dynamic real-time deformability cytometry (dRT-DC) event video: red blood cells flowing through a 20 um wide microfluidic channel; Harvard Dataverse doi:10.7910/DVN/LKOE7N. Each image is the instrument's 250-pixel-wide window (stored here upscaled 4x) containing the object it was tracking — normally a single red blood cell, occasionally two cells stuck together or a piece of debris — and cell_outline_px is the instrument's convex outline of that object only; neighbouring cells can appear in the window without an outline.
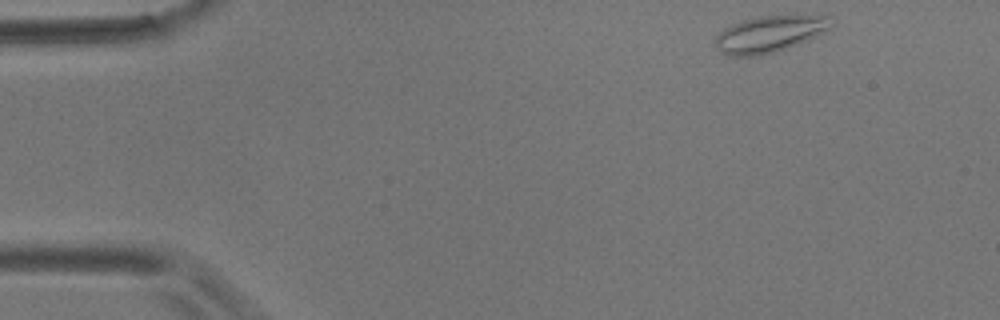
{"species": "common noctule bat (a hibernating species)", "species_latin": "Nyctalus noctula", "temperature_condition": "room temperature", "stored_images_in_passage": 51, "camera_frame_rate_fps": 3000, "um_per_image_px": 0.085, "animal": {"sex": "male", "body_mass_g": 17.9}, "frame": {"image": 1, "passage_image": 1, "time_ms": 0.0, "image_size_px": [1000, 320], "cell_outline_px": [[832, 24], [824, 32], [816, 36], [796, 44], [772, 52], [756, 56], [728, 56], [720, 52], [712, 44], [716, 36], [724, 28], [740, 20], [760, 16], [832, 16]], "centroid_in_image_um": [65.33, 2.89], "position_along_channel_um": 19.7, "area_um2": 24.45}}
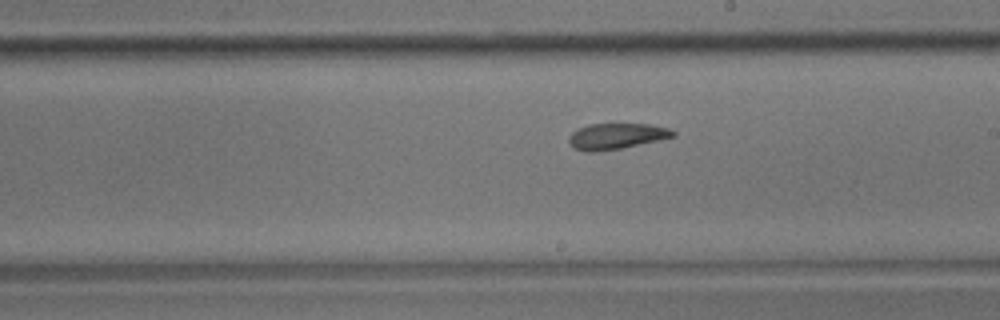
{"frame": {"image": 2, "passage_image": 27, "time_ms": 8.667, "image_size_px": [1000, 320], "cell_outline_px": [[676, 136], [620, 148], [592, 152], [588, 152], [576, 148], [568, 144], [568, 136], [576, 128], [588, 124], [648, 124], [668, 128], [676, 132]], "centroid_in_image_um": [52.34, 11.56], "position_along_channel_um": 236.7, "area_um2": 15.61}}
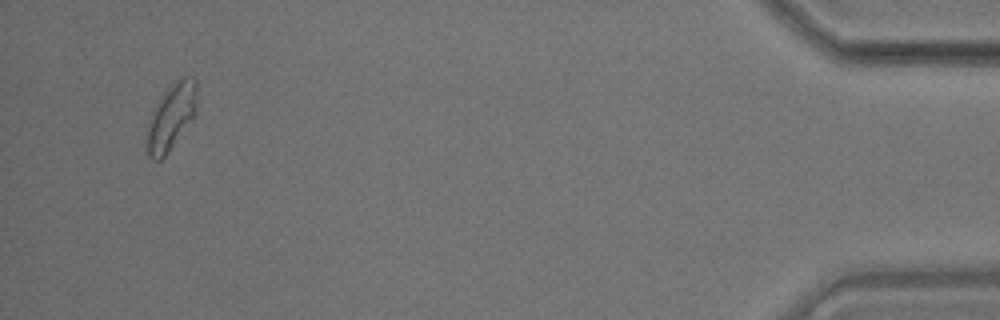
{"frame": {"image": 3, "passage_image": 49, "time_ms": 16.0, "image_size_px": [1000, 320], "cell_outline_px": [[196, 112], [168, 152], [160, 160], [156, 160], [148, 156], [148, 124], [152, 112], [164, 92], [176, 80], [184, 76], [192, 76], [196, 80]], "centroid_in_image_um": [14.57, 9.89], "position_along_channel_um": 420.6, "area_um2": 18.61}, "authors_computed_cell_mechanics": {"area_um2": 16.8776, "velocity_mm_per_s": 3.5426, "shape_relaxation_time_tau1_ms": 4.148, "shape_relaxation_time_tau2_ms": 2.4915, "deformation_change_tau1": 0.1365, "deformation_change_tau2": 0.0863}}